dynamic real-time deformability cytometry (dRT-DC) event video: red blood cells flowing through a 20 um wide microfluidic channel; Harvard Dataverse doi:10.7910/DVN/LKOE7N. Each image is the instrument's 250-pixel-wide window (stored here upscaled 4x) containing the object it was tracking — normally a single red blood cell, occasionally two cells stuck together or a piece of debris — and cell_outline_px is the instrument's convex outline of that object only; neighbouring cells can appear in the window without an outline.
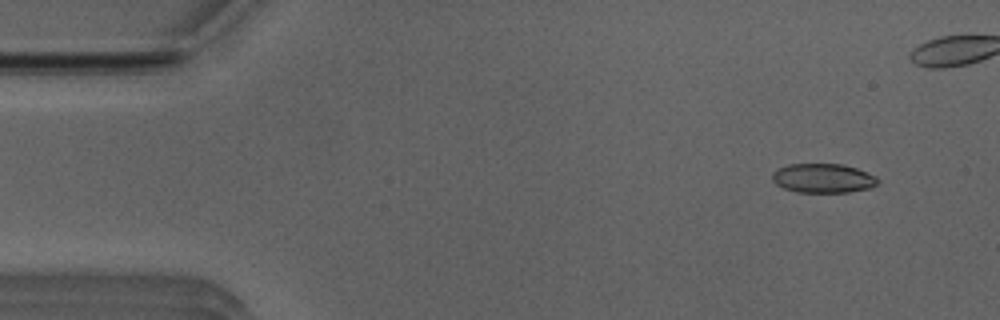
{"species": "Egyptian fruit bat (a non-hibernating species)", "species_latin": "Rousettus aegyptiacus", "temperature_condition": "room temperature", "stored_images_in_passage": 39, "camera_frame_rate_fps": 3000, "um_per_image_px": 0.085, "animal": {"sex": "male"}, "frame": {"image": 1, "passage_image": 1, "time_ms": 0.0, "image_size_px": [1000, 320], "cell_outline_px": [[880, 180], [872, 188], [848, 192], [796, 192], [784, 188], [776, 184], [772, 180], [772, 172], [788, 164], [840, 164], [856, 168], [876, 176]], "centroid_in_image_um": [69.97, 15.15], "position_along_channel_um": 15.0, "area_um2": 17.98}}
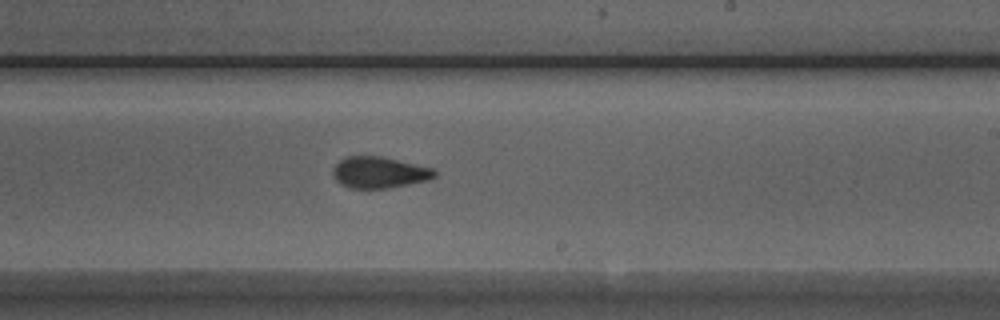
{"frame": {"image": 2, "passage_image": 27, "time_ms": 8.667, "image_size_px": [1000, 320], "cell_outline_px": [[436, 176], [428, 180], [388, 188], [348, 188], [340, 184], [332, 176], [332, 168], [344, 156], [380, 156], [432, 168], [436, 172]], "centroid_in_image_um": [32.18, 14.66], "position_along_channel_um": 256.8, "area_um2": 18.55}}
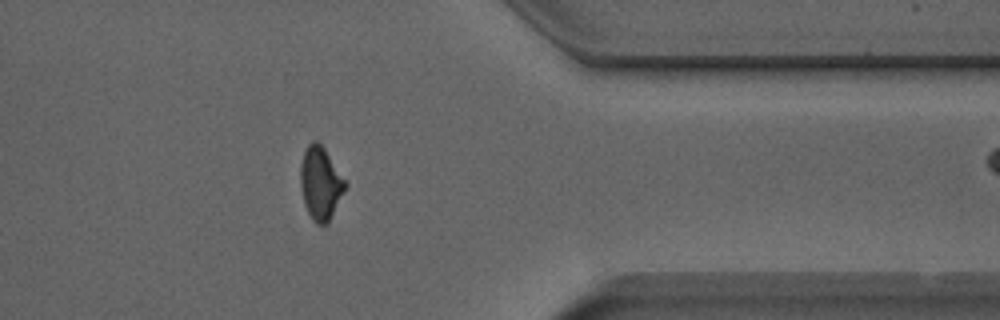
{"frame": {"image": 3, "passage_image": 38, "time_ms": 12.333, "image_size_px": [1000, 320], "cell_outline_px": [[348, 184], [328, 224], [316, 224], [312, 220], [304, 204], [300, 184], [300, 164], [304, 152], [308, 144], [312, 140], [316, 140], [324, 148]], "centroid_in_image_um": [27.24, 15.59], "position_along_channel_um": 384.2, "area_um2": 19.07}}